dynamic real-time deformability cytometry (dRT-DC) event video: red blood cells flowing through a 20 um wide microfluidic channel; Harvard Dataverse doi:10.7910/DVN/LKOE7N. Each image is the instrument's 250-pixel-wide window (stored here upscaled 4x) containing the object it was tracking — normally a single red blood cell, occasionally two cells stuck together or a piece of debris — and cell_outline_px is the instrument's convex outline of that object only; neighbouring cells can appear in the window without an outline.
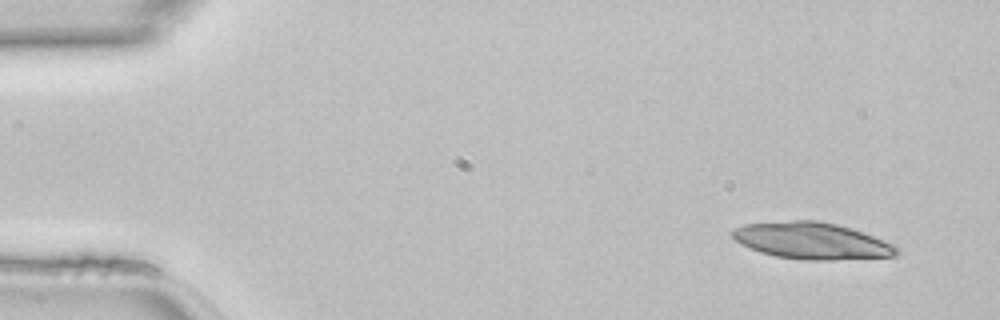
{"species": "common noctule bat (a hibernating species)", "species_latin": "Nyctalus noctula", "temperature_condition": "room temperature", "stored_images_in_passage": 44, "segment_of_instrument_passage": [1, 2], "camera_frame_rate_fps": 3000, "um_per_image_px": 0.085, "animal": {"sex": "female", "body_mass_g": 22.7, "forearm_length_mm": 54.2}, "frame": {"image": 1, "passage_image": 1, "time_ms": 0.0, "image_size_px": [1000, 320], "cell_outline_px": [[900, 252], [896, 256], [832, 260], [804, 260], [776, 256], [760, 252], [740, 244], [732, 236], [732, 232], [736, 228], [744, 224], [792, 220], [816, 220], [836, 224], [872, 236], [892, 244], [900, 248]], "centroid_in_image_um": [69.0, 20.47], "position_along_channel_um": 16.0, "area_um2": 34.85}}